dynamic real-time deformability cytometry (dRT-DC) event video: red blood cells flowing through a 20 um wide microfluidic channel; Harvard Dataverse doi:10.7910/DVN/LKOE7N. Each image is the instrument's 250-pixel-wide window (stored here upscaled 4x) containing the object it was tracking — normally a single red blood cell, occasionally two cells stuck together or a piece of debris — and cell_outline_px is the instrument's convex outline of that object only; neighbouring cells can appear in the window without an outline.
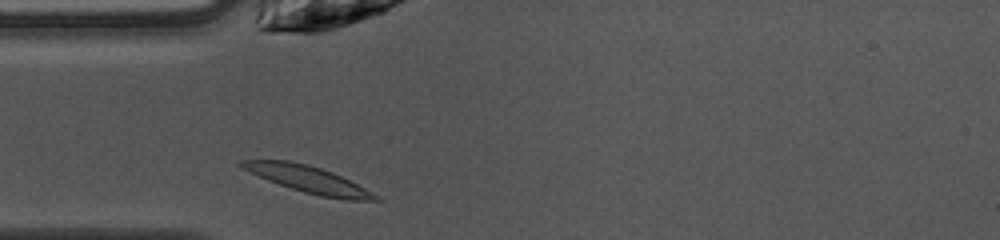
{"species": "common noctule bat (a hibernating species)", "species_latin": "Nyctalus noctula", "temperature_condition": "warm", "stored_images_in_passage": 27, "camera_frame_rate_fps": 3000, "um_per_image_px": 0.085, "animal": {"sex": "female", "body_mass_g": 10.0, "forearm_length_mm": 53.1}, "frame": {"image": 1, "passage_image": 1, "time_ms": 0.0, "image_size_px": [1000, 240], "cell_outline_px": [[384, 200], [344, 200], [320, 196], [304, 192], [280, 184], [240, 168], [236, 164], [236, 160], [288, 160], [308, 164], [332, 172], [380, 196]], "centroid_in_image_um": [26.17, 15.24], "position_along_channel_um": 58.8, "area_um2": 20.63}}
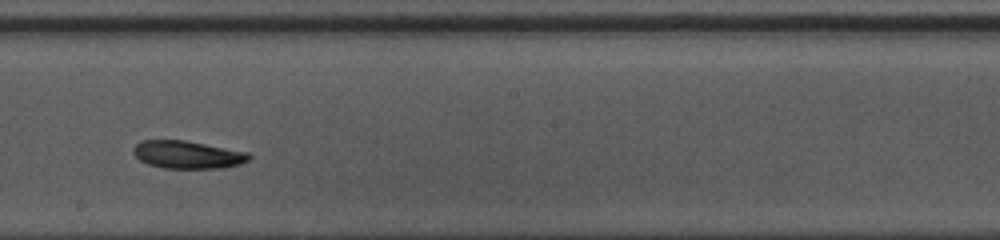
{"frame": {"image": 2, "passage_image": 14, "time_ms": 4.333, "image_size_px": [1000, 240], "cell_outline_px": [[252, 156], [248, 160], [240, 164], [224, 168], [164, 168], [148, 164], [140, 160], [132, 152], [132, 148], [140, 140], [184, 140], [248, 152]], "centroid_in_image_um": [15.93, 13.14], "position_along_channel_um": 232.3, "area_um2": 18.73}}
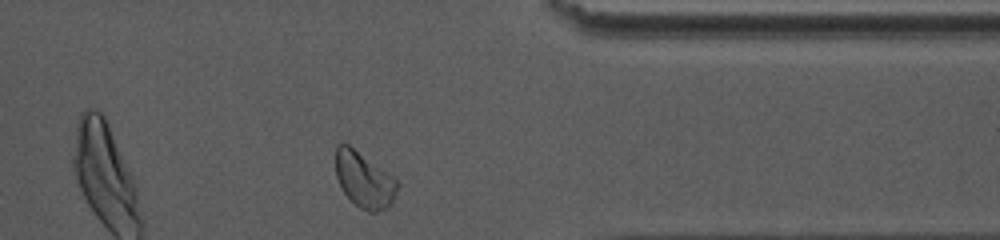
{"frame": {"image": 3, "passage_image": 26, "time_ms": 8.333, "image_size_px": [1000, 240], "cell_outline_px": [[400, 184], [392, 204], [388, 208], [376, 212], [368, 212], [360, 208], [344, 192], [336, 176], [336, 144], [340, 140], [348, 144], [392, 176]], "centroid_in_image_um": [30.96, 15.29], "position_along_channel_um": 380.4, "area_um2": 19.94}, "authors_computed_cell_mechanics": {"area_um2": 18.9584, "velocity_mm_per_s": 4.0059, "shape_relaxation_time_tau1_ms": 4.2661, "shape_relaxation_time_tau2_ms": null, "deformation_change_tau1": 0.1452, "deformation_change_tau2": null}}